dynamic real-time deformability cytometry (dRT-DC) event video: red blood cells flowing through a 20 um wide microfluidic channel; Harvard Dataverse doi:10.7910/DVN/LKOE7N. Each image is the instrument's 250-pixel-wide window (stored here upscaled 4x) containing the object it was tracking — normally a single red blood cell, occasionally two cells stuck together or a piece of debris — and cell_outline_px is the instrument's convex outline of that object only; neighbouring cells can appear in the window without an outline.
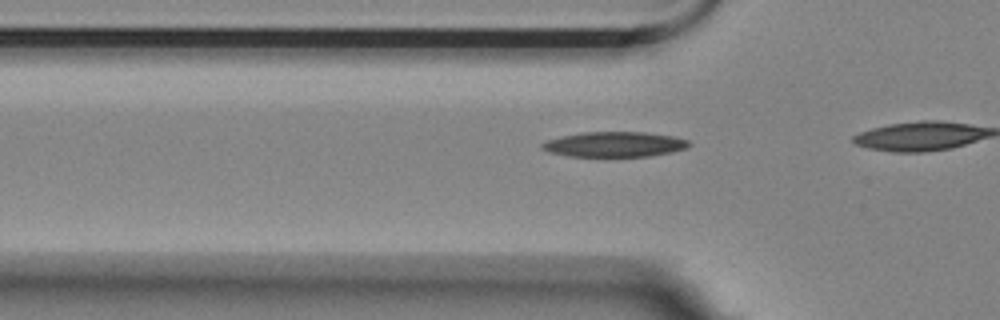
{"species": "Egyptian fruit bat (a non-hibernating species)", "species_latin": "Rousettus aegyptiacus", "temperature_condition": "room temperature", "stored_images_in_passage": 9, "camera_frame_rate_fps": 3000, "um_per_image_px": 0.085, "animal": {"sex": "female"}, "frame": {"image": 1, "passage_image": 6, "time_ms": 1.667, "image_size_px": [1000, 320], "cell_outline_px": [[692, 144], [688, 148], [672, 152], [652, 156], [604, 160], [568, 156], [548, 152], [540, 148], [540, 144], [548, 140], [580, 132], [644, 132], [672, 136], [688, 140]], "centroid_in_image_um": [52.22, 12.33], "position_along_channel_um": 73.6, "area_um2": 22.77}}